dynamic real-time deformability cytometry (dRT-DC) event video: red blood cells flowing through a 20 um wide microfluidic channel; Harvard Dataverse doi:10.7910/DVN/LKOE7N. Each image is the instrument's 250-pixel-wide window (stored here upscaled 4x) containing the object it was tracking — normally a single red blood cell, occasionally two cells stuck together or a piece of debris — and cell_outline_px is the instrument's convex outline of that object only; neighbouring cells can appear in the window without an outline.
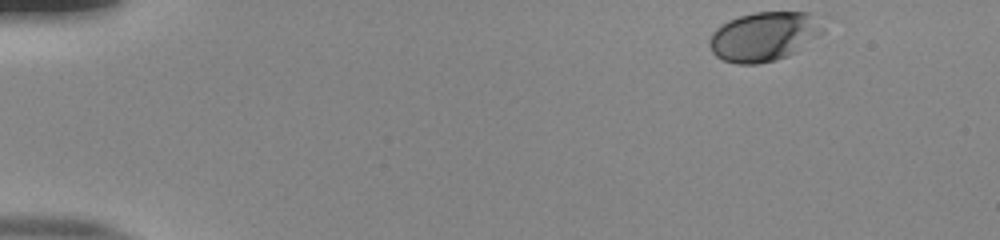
{"species": "human", "species_latin": "Homo sapiens", "temperature_condition": "room temperature", "stored_images_in_passage": 43, "camera_frame_rate_fps": 3000, "um_per_image_px": 0.085, "donor": {"sex": "male"}, "frame": {"image": 1, "passage_image": 1, "time_ms": 0.0, "image_size_px": [1000, 240], "cell_outline_px": [[828, 16], [824, 32], [796, 52], [788, 56], [776, 60], [756, 64], [740, 64], [724, 60], [716, 56], [712, 52], [708, 44], [708, 40], [712, 32], [720, 24], [728, 20], [740, 16], [756, 12], [812, 12]], "centroid_in_image_um": [65.05, 3.06], "position_along_channel_um": 20.0, "area_um2": 33.58}}
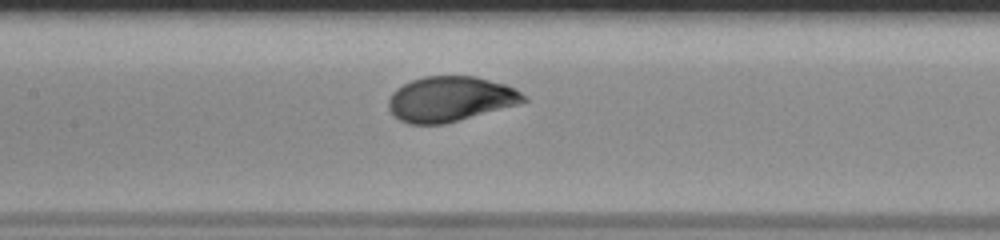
{"frame": {"image": 2, "passage_image": 22, "time_ms": 7.0, "image_size_px": [1000, 240], "cell_outline_px": [[528, 100], [516, 104], [444, 124], [408, 124], [400, 120], [388, 108], [388, 100], [392, 92], [396, 88], [412, 80], [424, 76], [476, 76], [504, 84], [516, 88], [528, 96]], "centroid_in_image_um": [38.26, 8.4], "position_along_channel_um": 169.1, "area_um2": 35.32}}
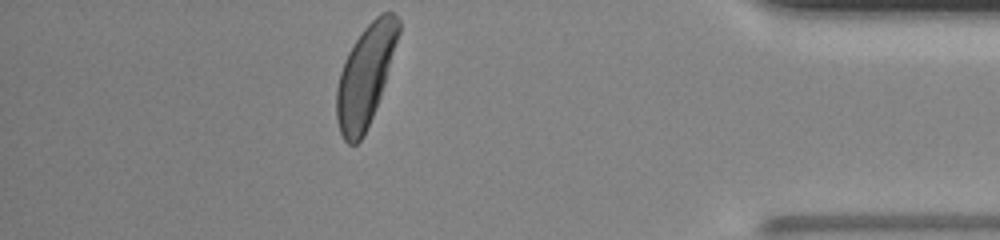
{"frame": {"image": 3, "passage_image": 43, "time_ms": 14.0, "image_size_px": [1000, 240], "cell_outline_px": [[400, 32], [380, 96], [364, 136], [356, 144], [348, 144], [344, 140], [340, 132], [336, 120], [336, 88], [340, 72], [344, 60], [348, 52], [364, 28], [380, 12], [392, 12], [400, 20]], "centroid_in_image_um": [31.04, 6.43], "position_along_channel_um": 404.2, "area_um2": 36.01}, "authors_computed_cell_mechanics": {"area_um2": 34.8534, "velocity_mm_per_s": 3.8424, "shape_relaxation_time_tau1_ms": 2.9254, "shape_relaxation_time_tau2_ms": null, "deformation_change_tau1": 0.1701, "deformation_change_tau2": null}}